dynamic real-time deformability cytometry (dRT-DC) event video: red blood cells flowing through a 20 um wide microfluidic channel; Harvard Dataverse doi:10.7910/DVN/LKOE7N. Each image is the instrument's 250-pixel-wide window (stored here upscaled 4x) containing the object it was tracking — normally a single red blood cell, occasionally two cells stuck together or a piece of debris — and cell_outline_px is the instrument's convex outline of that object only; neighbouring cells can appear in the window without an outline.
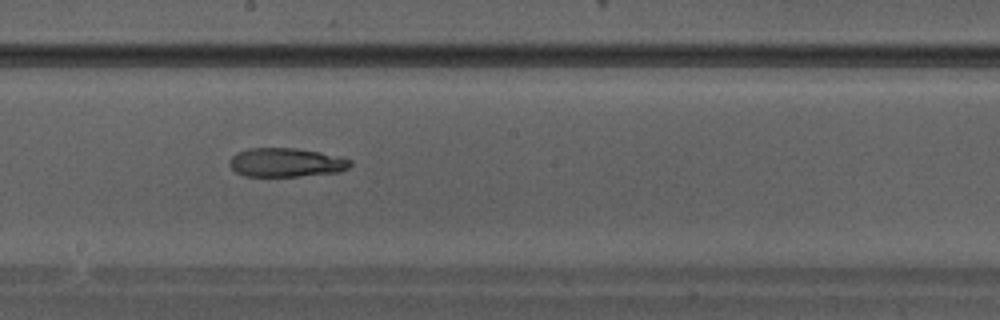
{"species": "Egyptian fruit bat (a non-hibernating species)", "species_latin": "Rousettus aegyptiacus", "temperature_condition": "warm", "stored_images_in_passage": 35, "camera_frame_rate_fps": 3000, "um_per_image_px": 0.085, "animal": {"sex": "male"}, "frame": {"image": 1, "passage_image": 20, "time_ms": 6.333, "image_size_px": [1000, 320], "cell_outline_px": [[352, 164], [348, 168], [340, 172], [296, 176], [244, 176], [236, 172], [228, 164], [228, 160], [236, 152], [248, 148], [296, 148], [320, 152], [340, 156], [352, 160]], "centroid_in_image_um": [24.31, 13.8], "position_along_channel_um": 223.9, "area_um2": 20.52}}